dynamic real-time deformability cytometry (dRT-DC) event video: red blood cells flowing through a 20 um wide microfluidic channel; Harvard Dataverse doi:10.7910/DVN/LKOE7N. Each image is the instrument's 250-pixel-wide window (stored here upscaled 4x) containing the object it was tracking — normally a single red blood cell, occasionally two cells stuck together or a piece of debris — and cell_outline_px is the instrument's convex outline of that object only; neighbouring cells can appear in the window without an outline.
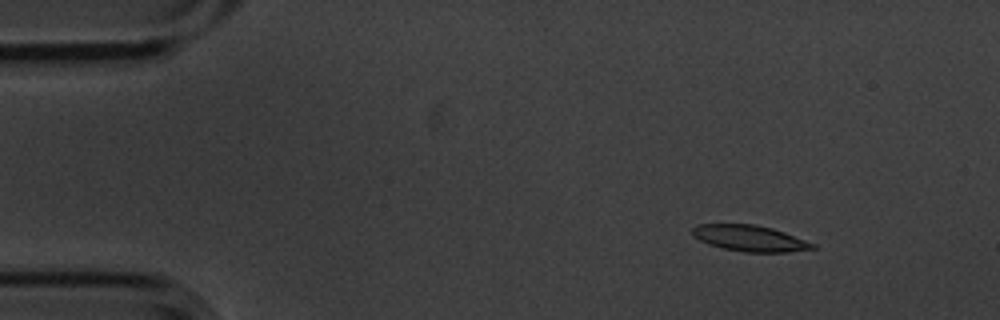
{"species": "common noctule bat (a hibernating species)", "species_latin": "Nyctalus noctula", "temperature_condition": "cold", "stored_images_in_passage": 6, "camera_frame_rate_fps": 3000, "um_per_image_px": 0.085, "animal": {"sex": "male", "body_mass_g": 20.1, "forearm_length_mm": 53.5}, "frame": {"image": 1, "passage_image": 1, "time_ms": 0.0, "image_size_px": [1000, 320], "cell_outline_px": [[816, 248], [788, 252], [744, 252], [724, 248], [708, 244], [692, 236], [692, 228], [696, 224], [752, 224], [772, 228], [784, 232], [816, 244]], "centroid_in_image_um": [63.71, 20.25], "position_along_channel_um": 21.3, "area_um2": 18.21}}
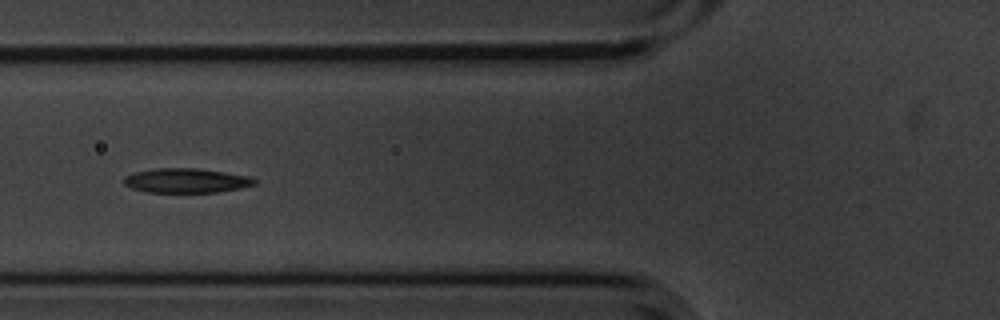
{"frame": {"image": 2, "passage_image": 5, "time_ms": 1.333, "image_size_px": [1000, 320], "cell_outline_px": [[256, 184], [240, 188], [216, 192], [144, 192], [132, 188], [124, 184], [124, 176], [132, 172], [156, 168], [196, 168], [224, 172], [248, 176], [256, 180]], "centroid_in_image_um": [15.78, 15.34], "position_along_channel_um": 110.0, "area_um2": 18.61}}
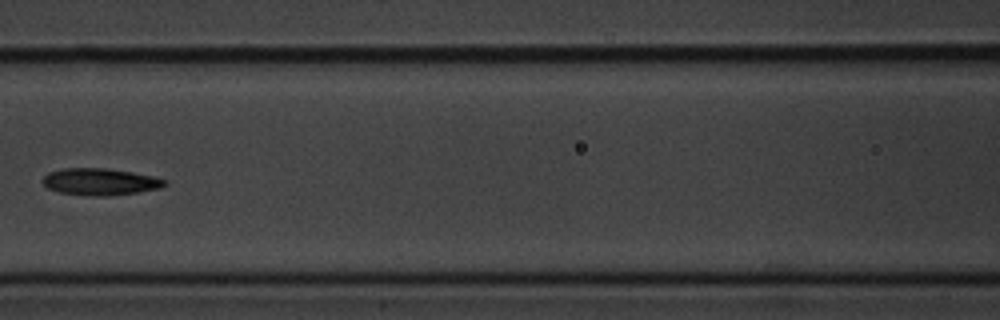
{"frame": {"image": 3, "passage_image": 6, "time_ms": 1.667, "image_size_px": [1000, 320], "cell_outline_px": [[168, 184], [160, 188], [140, 192], [108, 196], [92, 196], [60, 192], [48, 188], [44, 184], [44, 176], [48, 172], [64, 168], [104, 168], [132, 172], [152, 176], [168, 180]], "centroid_in_image_um": [8.56, 15.45], "position_along_channel_um": 158.0, "area_um2": 19.07}}